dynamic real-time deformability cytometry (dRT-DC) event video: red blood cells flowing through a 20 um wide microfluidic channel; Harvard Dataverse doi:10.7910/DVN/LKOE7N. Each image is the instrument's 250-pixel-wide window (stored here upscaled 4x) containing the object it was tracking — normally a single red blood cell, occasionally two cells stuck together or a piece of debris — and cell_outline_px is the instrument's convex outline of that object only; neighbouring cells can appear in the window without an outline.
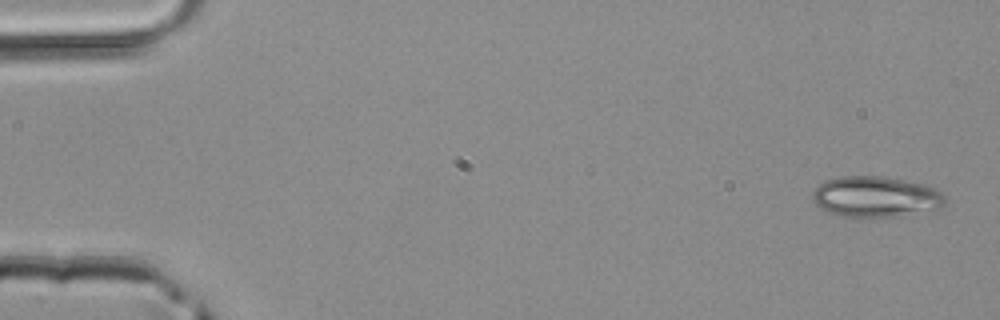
{"species": "common noctule bat (a hibernating species)", "species_latin": "Nyctalus noctula", "temperature_condition": "room temperature", "stored_images_in_passage": 4, "camera_frame_rate_fps": 3000, "um_per_image_px": 0.085, "animal": {"sex": "male", "body_mass_g": 20.4}, "frame": {"image": 1, "passage_image": 1, "time_ms": 0.0, "image_size_px": [1000, 320], "cell_outline_px": [[944, 204], [940, 208], [896, 216], [868, 220], [856, 220], [840, 216], [820, 208], [812, 200], [812, 196], [816, 188], [820, 184], [828, 180], [840, 176], [884, 176], [924, 184], [936, 188], [944, 196]], "centroid_in_image_um": [74.41, 16.76], "position_along_channel_um": 10.6, "area_um2": 32.08}}